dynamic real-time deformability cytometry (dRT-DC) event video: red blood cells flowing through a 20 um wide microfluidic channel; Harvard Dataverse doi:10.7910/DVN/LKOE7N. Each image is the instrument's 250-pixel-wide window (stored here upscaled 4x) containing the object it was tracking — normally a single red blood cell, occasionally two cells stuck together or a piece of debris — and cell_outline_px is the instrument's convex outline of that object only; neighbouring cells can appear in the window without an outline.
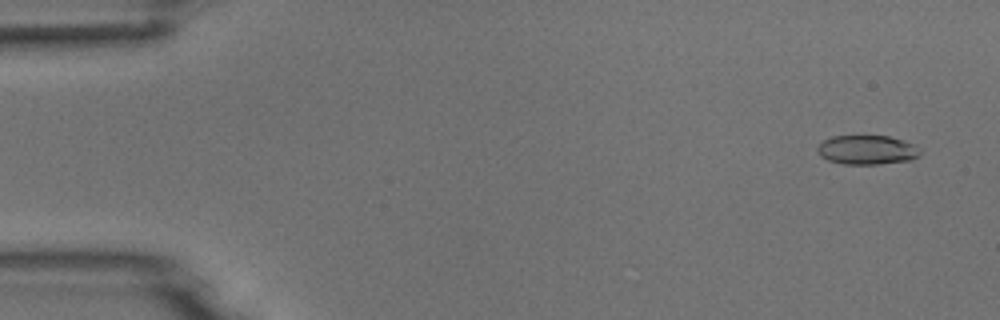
{"species": "common noctule bat (a hibernating species)", "species_latin": "Nyctalus noctula", "temperature_condition": "room temperature", "stored_images_in_passage": 51, "camera_frame_rate_fps": 3000, "um_per_image_px": 0.085, "animal": {"sex": "male", "body_mass_g": 18.8}, "frame": {"image": 1, "passage_image": 3, "time_ms": 0.667, "image_size_px": [1000, 320], "cell_outline_px": [[920, 156], [912, 160], [876, 164], [844, 164], [828, 160], [820, 156], [816, 148], [824, 140], [832, 136], [888, 136], [904, 140], [920, 148]], "centroid_in_image_um": [73.71, 12.74], "position_along_channel_um": 11.3, "area_um2": 17.51}}
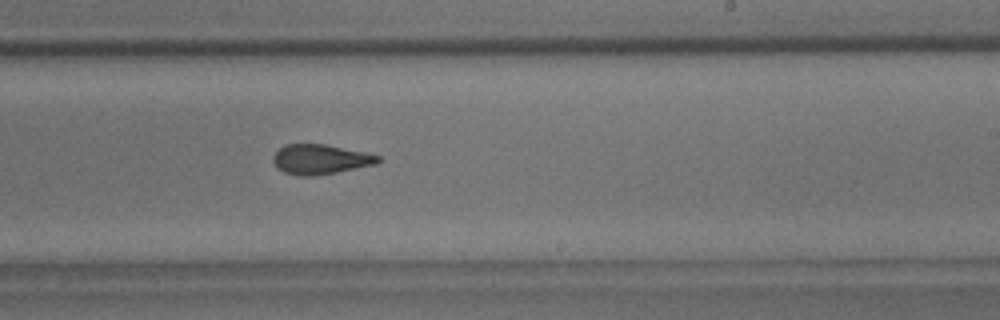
{"frame": {"image": 2, "passage_image": 31, "time_ms": 10.0, "image_size_px": [1000, 320], "cell_outline_px": [[380, 160], [376, 164], [336, 172], [312, 176], [300, 176], [284, 172], [276, 168], [272, 160], [272, 156], [284, 144], [324, 144], [364, 152], [380, 156]], "centroid_in_image_um": [27.18, 13.54], "position_along_channel_um": 261.8, "area_um2": 18.15}}
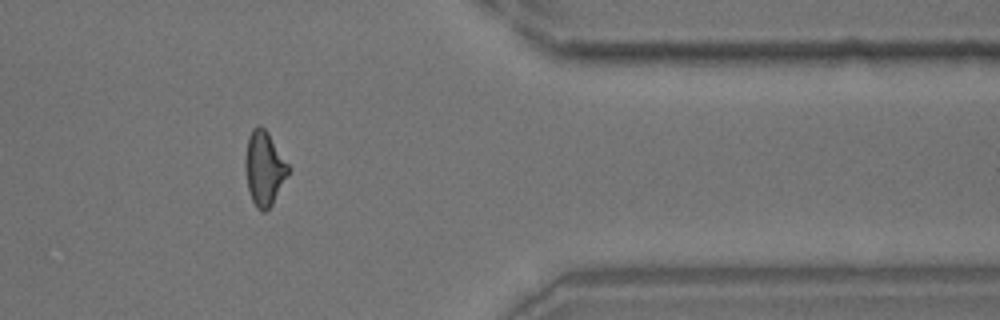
{"frame": {"image": 3, "passage_image": 42, "time_ms": 13.667, "image_size_px": [1000, 320], "cell_outline_px": [[292, 168], [272, 204], [264, 212], [260, 212], [256, 208], [252, 200], [248, 188], [244, 168], [244, 160], [248, 136], [252, 128], [256, 124], [260, 124], [268, 132]], "centroid_in_image_um": [22.46, 14.28], "position_along_channel_um": 388.9, "area_um2": 19.02}}